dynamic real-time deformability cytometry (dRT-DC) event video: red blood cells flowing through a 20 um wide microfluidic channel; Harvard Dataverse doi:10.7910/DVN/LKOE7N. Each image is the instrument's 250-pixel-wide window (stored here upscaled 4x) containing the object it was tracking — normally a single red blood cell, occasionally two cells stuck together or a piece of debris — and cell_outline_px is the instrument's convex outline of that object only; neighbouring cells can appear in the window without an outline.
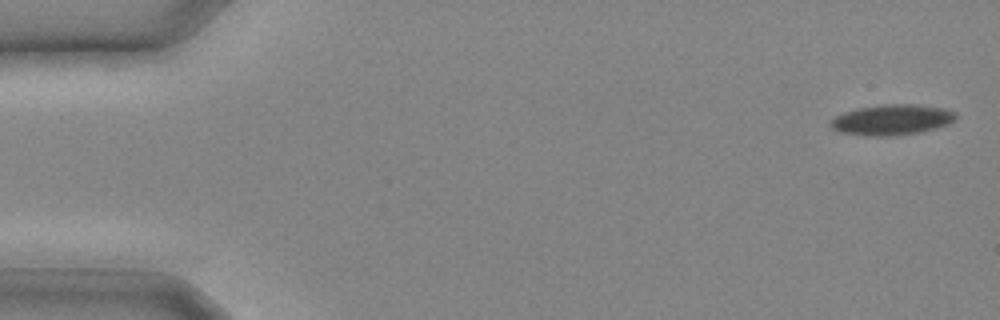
{"species": "common noctule bat (a hibernating species)", "species_latin": "Nyctalus noctula", "temperature_condition": "cold", "stored_images_in_passage": 8, "camera_frame_rate_fps": 3000, "um_per_image_px": 0.085, "animal": {"sex": "male", "body_mass_g": 20.4}, "frame": {"image": 1, "passage_image": 1, "time_ms": 0.0, "image_size_px": [1000, 320], "cell_outline_px": [[956, 120], [948, 124], [936, 128], [920, 132], [896, 136], [872, 136], [840, 132], [832, 128], [828, 124], [836, 116], [844, 112], [860, 108], [884, 104], [916, 104], [944, 108], [956, 112]], "centroid_in_image_um": [75.85, 10.18], "position_along_channel_um": 9.2, "area_um2": 22.31}}
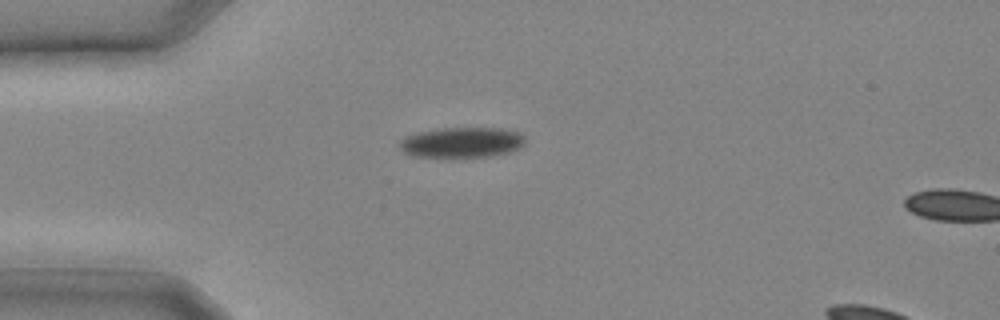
{"frame": {"image": 2, "passage_image": 7, "time_ms": 2.0, "image_size_px": [1000, 320], "cell_outline_px": [[524, 144], [520, 148], [512, 152], [492, 156], [448, 160], [412, 156], [404, 152], [400, 148], [400, 140], [404, 136], [420, 132], [440, 128], [504, 128], [520, 132], [524, 136]], "centroid_in_image_um": [39.25, 12.15], "position_along_channel_um": 45.7, "area_um2": 23.35}}